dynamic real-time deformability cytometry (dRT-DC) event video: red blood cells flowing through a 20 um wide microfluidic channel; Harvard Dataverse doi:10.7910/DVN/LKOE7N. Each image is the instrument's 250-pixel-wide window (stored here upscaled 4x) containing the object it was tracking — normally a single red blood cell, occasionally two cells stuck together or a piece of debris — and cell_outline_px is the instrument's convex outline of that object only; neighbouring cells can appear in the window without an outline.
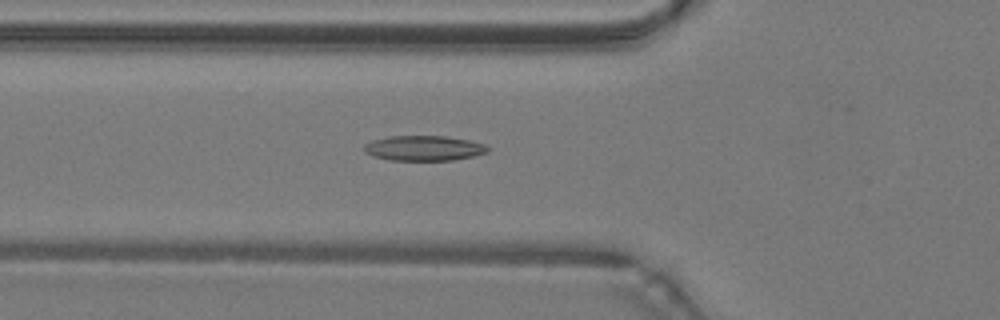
{"species": "common noctule bat (a hibernating species)", "species_latin": "Nyctalus noctula", "temperature_condition": "warm", "stored_images_in_passage": 12, "camera_frame_rate_fps": 3000, "um_per_image_px": 0.085, "animal": {"sex": "male", "body_mass_g": 19.2, "forearm_length_mm": 51.8}, "frame": {"image": 1, "passage_image": 4, "time_ms": 1.0, "image_size_px": [1000, 320], "cell_outline_px": [[492, 148], [488, 152], [472, 156], [452, 160], [388, 160], [372, 156], [364, 152], [364, 144], [372, 140], [388, 136], [448, 136], [468, 140], [484, 144]], "centroid_in_image_um": [36.01, 12.59], "position_along_channel_um": 89.8, "area_um2": 18.21}}
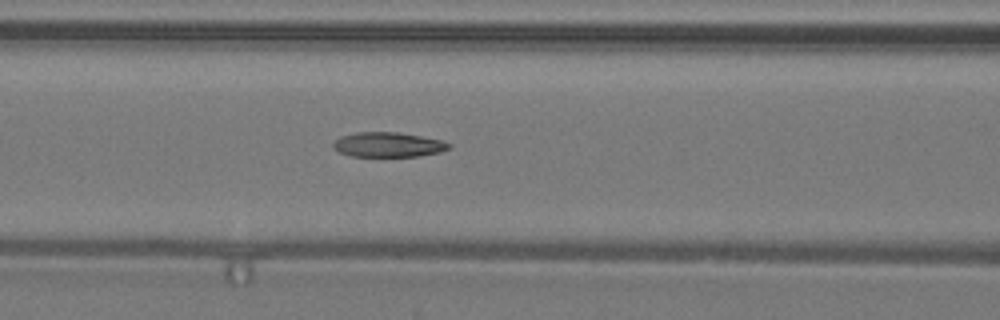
{"frame": {"image": 2, "passage_image": 7, "time_ms": 2.0, "image_size_px": [1000, 320], "cell_outline_px": [[452, 148], [440, 152], [416, 156], [352, 156], [340, 152], [332, 148], [332, 144], [340, 136], [356, 132], [396, 132], [420, 136], [440, 140], [452, 144]], "centroid_in_image_um": [32.99, 12.29], "position_along_channel_um": 133.6, "area_um2": 16.65}}
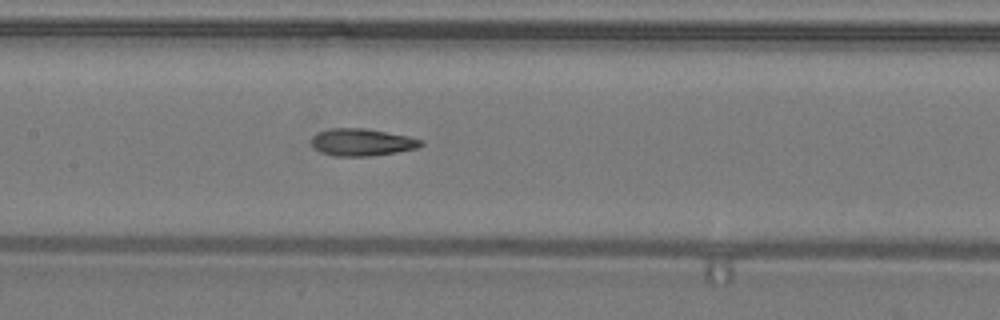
{"frame": {"image": 3, "passage_image": 10, "time_ms": 3.0, "image_size_px": [1000, 320], "cell_outline_px": [[424, 144], [416, 148], [396, 152], [368, 156], [336, 156], [320, 152], [312, 144], [312, 136], [316, 132], [332, 128], [364, 128], [408, 136], [424, 140]], "centroid_in_image_um": [30.76, 12.08], "position_along_channel_um": 176.6, "area_um2": 17.28}}